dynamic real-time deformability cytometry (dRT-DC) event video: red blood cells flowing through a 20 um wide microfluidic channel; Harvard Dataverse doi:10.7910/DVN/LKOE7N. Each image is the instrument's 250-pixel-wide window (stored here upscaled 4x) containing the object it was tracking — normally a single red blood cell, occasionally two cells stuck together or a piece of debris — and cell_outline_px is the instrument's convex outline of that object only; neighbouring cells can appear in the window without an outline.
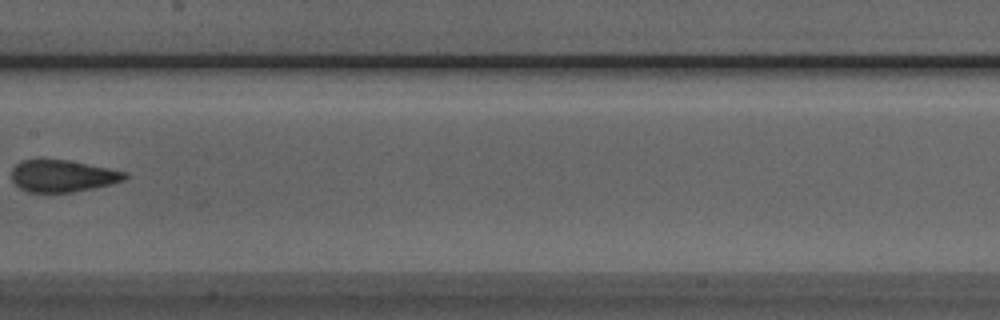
{"species": "Egyptian fruit bat (a non-hibernating species)", "species_latin": "Rousettus aegyptiacus", "temperature_condition": "room temperature", "stored_images_in_passage": 8, "camera_frame_rate_fps": 3000, "um_per_image_px": 0.085, "animal": {"sex": "male"}, "frame": {"image": 1, "passage_image": 8, "time_ms": 2.333, "image_size_px": [1000, 320], "cell_outline_px": [[128, 176], [124, 180], [96, 188], [72, 192], [28, 192], [20, 188], [12, 180], [12, 168], [20, 160], [68, 160], [128, 172]], "centroid_in_image_um": [5.33, 14.96], "position_along_channel_um": 202.1, "area_um2": 21.04}}